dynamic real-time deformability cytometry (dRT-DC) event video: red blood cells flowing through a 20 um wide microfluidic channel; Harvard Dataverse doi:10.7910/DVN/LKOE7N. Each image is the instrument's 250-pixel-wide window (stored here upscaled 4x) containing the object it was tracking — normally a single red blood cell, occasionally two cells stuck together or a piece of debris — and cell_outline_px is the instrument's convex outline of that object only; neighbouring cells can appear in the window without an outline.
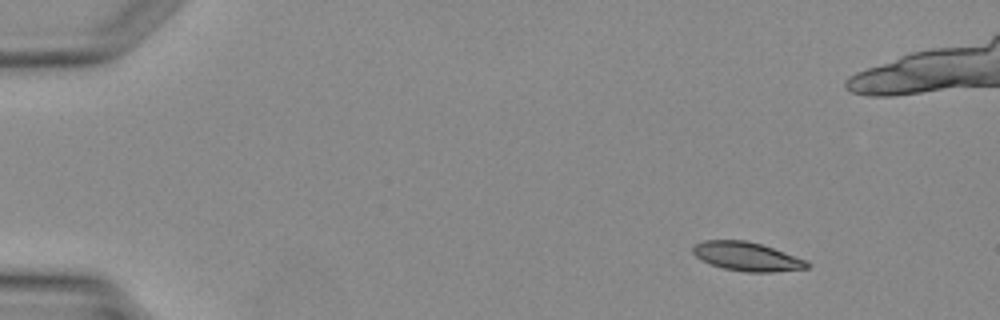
{"species": "Egyptian fruit bat (a non-hibernating species)", "species_latin": "Rousettus aegyptiacus", "temperature_condition": "warm", "stored_images_in_passage": 3, "camera_frame_rate_fps": 3000, "um_per_image_px": 0.085, "animal": {"sex": "female"}, "frame": {"image": 1, "passage_image": 1, "time_ms": 0.0, "image_size_px": [1000, 320], "cell_outline_px": [[812, 264], [808, 268], [772, 272], [744, 272], [724, 268], [700, 260], [692, 252], [692, 248], [696, 244], [704, 240], [744, 240], [760, 244], [808, 260]], "centroid_in_image_um": [63.51, 21.81], "position_along_channel_um": 21.5, "area_um2": 19.13}}